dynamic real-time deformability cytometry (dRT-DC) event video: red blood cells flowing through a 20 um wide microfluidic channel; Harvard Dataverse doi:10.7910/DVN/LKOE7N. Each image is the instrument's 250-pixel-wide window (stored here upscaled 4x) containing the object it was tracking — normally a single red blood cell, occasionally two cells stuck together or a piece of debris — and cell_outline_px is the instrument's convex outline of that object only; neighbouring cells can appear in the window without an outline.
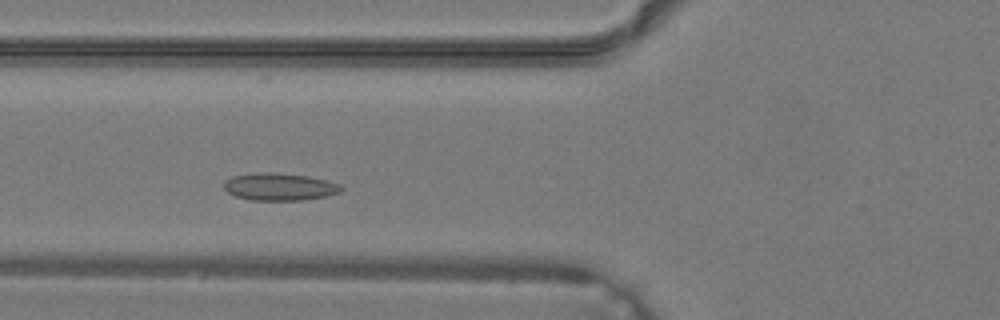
{"species": "common noctule bat (a hibernating species)", "species_latin": "Nyctalus noctula", "temperature_condition": "warm", "stored_images_in_passage": 27, "camera_frame_rate_fps": 3000, "um_per_image_px": 0.085, "animal": {"sex": "male", "body_mass_g": 19.2, "forearm_length_mm": 51.8}, "frame": {"image": 1, "passage_image": 7, "time_ms": 2.0, "image_size_px": [1000, 320], "cell_outline_px": [[344, 188], [340, 192], [328, 196], [304, 200], [248, 200], [236, 196], [228, 192], [224, 188], [224, 180], [232, 176], [256, 172], [276, 172], [304, 176], [328, 180], [340, 184]], "centroid_in_image_um": [23.76, 15.87], "position_along_channel_um": 102.0, "area_um2": 18.9}}
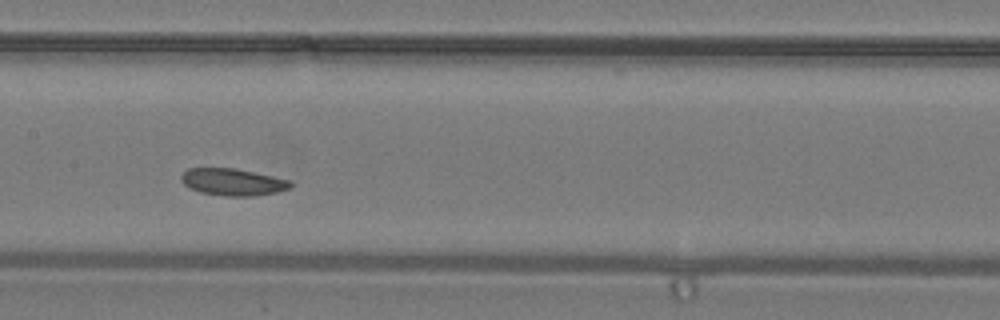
{"frame": {"image": 2, "passage_image": 12, "time_ms": 3.667, "image_size_px": [1000, 320], "cell_outline_px": [[292, 188], [276, 192], [256, 196], [224, 196], [200, 192], [188, 188], [180, 180], [180, 176], [188, 168], [236, 168], [292, 180]], "centroid_in_image_um": [19.8, 15.47], "position_along_channel_um": 187.6, "area_um2": 17.46}}
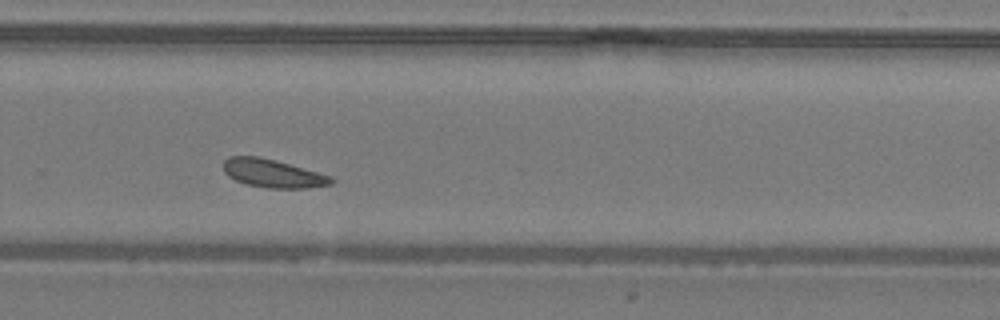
{"frame": {"image": 3, "passage_image": 19, "time_ms": 6.0, "image_size_px": [1000, 320], "cell_outline_px": [[336, 180], [332, 184], [308, 188], [268, 188], [244, 184], [228, 176], [224, 172], [224, 160], [228, 156], [256, 156], [276, 160], [332, 176]], "centroid_in_image_um": [23.2, 14.74], "position_along_channel_um": 306.6, "area_um2": 17.86}}